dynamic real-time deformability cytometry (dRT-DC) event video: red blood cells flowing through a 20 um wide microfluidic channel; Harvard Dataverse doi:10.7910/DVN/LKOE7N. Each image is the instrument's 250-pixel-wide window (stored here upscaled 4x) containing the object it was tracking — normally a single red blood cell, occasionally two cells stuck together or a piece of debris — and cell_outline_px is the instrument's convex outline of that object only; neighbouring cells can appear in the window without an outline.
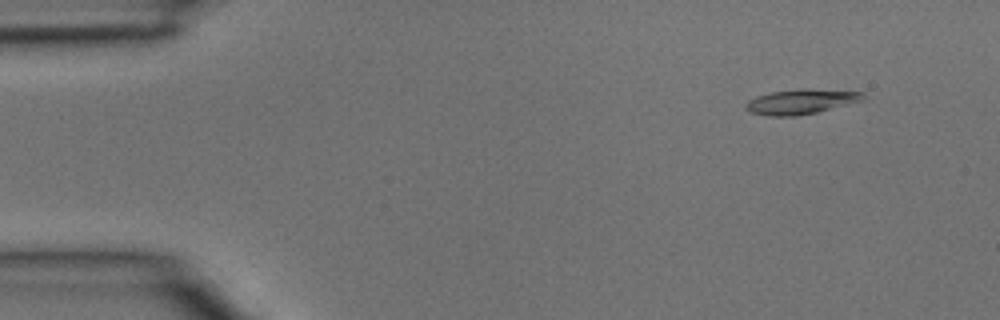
{"species": "common noctule bat (a hibernating species)", "species_latin": "Nyctalus noctula", "temperature_condition": "room temperature", "stored_images_in_passage": 4, "camera_frame_rate_fps": 3000, "um_per_image_px": 0.085, "animal": {"sex": "male", "body_mass_g": 15.6}, "frame": {"image": 1, "passage_image": 2, "time_ms": 0.333, "image_size_px": [1000, 320], "cell_outline_px": [[864, 100], [816, 112], [796, 116], [768, 116], [752, 112], [744, 108], [744, 104], [748, 100], [756, 96], [772, 92], [804, 88], [864, 92]], "centroid_in_image_um": [68.06, 8.63], "position_along_channel_um": 16.9, "area_um2": 16.94}}
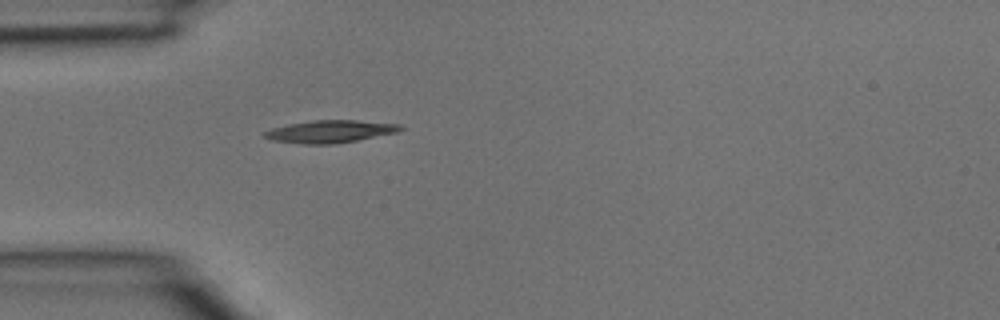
{"frame": {"image": 2, "passage_image": 4, "time_ms": 1.0, "image_size_px": [1000, 320], "cell_outline_px": [[404, 128], [396, 132], [356, 140], [332, 144], [304, 144], [272, 140], [264, 136], [264, 132], [272, 128], [288, 124], [312, 120], [356, 120], [400, 124]], "centroid_in_image_um": [28.04, 11.17], "position_along_channel_um": 57.0, "area_um2": 17.57}}